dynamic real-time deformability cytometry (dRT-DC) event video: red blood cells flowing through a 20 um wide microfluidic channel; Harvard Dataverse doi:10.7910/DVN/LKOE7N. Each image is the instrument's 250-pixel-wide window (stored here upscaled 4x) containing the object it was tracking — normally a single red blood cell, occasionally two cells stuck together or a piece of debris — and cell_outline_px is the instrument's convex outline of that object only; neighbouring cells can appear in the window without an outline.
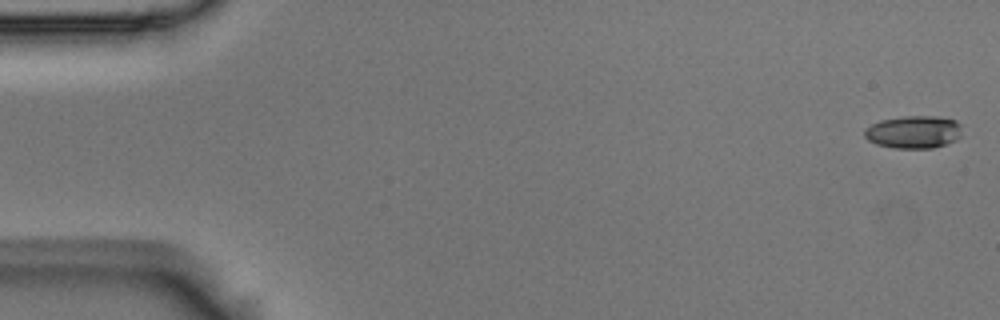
{"species": "Egyptian fruit bat (a non-hibernating species)", "species_latin": "Rousettus aegyptiacus", "temperature_condition": "room temperature", "stored_images_in_passage": 15, "camera_frame_rate_fps": 3000, "um_per_image_px": 0.085, "animal": {"sex": "male"}, "frame": {"image": 1, "passage_image": 1, "time_ms": 0.0, "image_size_px": [1000, 320], "cell_outline_px": [[960, 136], [956, 140], [948, 144], [932, 148], [896, 148], [876, 144], [868, 140], [864, 136], [864, 132], [872, 124], [880, 120], [904, 116], [936, 116], [956, 120], [960, 124]], "centroid_in_image_um": [77.68, 11.22], "position_along_channel_um": 7.3, "area_um2": 18.55}}
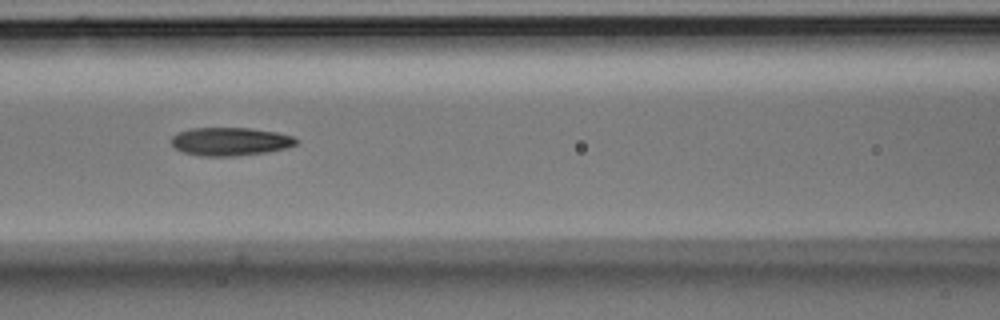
{"frame": {"image": 2, "passage_image": 7, "time_ms": 2.0, "image_size_px": [1000, 320], "cell_outline_px": [[300, 140], [296, 144], [288, 148], [268, 152], [236, 156], [200, 156], [184, 152], [176, 148], [172, 144], [172, 136], [176, 132], [192, 128], [248, 128], [276, 132], [292, 136]], "centroid_in_image_um": [19.59, 12.03], "position_along_channel_um": 147.0, "area_um2": 20.63}}
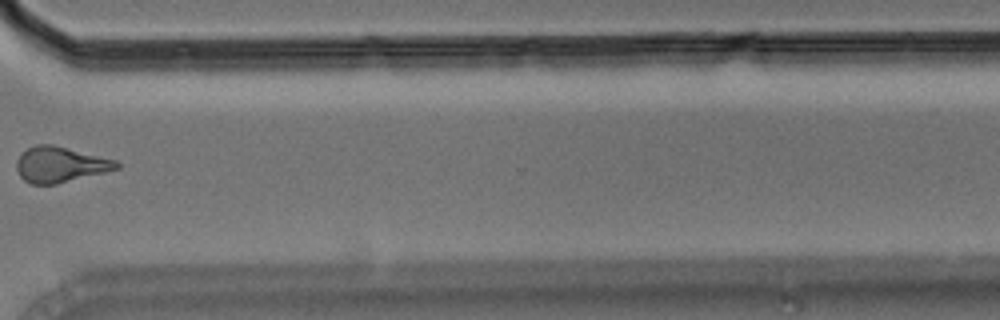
{"frame": {"image": 3, "passage_image": 12, "time_ms": 3.667, "image_size_px": [1000, 320], "cell_outline_px": [[120, 168], [56, 184], [32, 184], [24, 180], [20, 176], [16, 168], [16, 160], [28, 148], [36, 144], [52, 144], [116, 160], [120, 164]], "centroid_in_image_um": [5.11, 13.98], "position_along_channel_um": 365.5, "area_um2": 20.52}}